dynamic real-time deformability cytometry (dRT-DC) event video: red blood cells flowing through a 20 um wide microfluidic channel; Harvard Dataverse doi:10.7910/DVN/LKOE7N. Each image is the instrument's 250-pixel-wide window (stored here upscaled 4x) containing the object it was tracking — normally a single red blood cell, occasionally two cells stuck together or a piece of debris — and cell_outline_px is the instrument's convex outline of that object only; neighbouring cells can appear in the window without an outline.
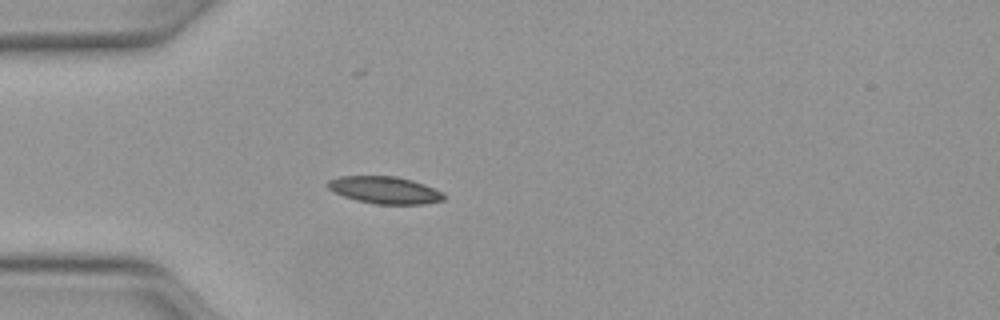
{"species": "Egyptian fruit bat (a non-hibernating species)", "species_latin": "Rousettus aegyptiacus", "temperature_condition": "warm", "stored_images_in_passage": 36, "camera_frame_rate_fps": 3000, "um_per_image_px": 0.085, "animal": {"sex": "female"}, "frame": {"image": 1, "passage_image": 1, "time_ms": 0.0, "image_size_px": [1000, 320], "cell_outline_px": [[444, 200], [424, 204], [376, 204], [356, 200], [344, 196], [328, 188], [328, 180], [340, 176], [396, 176], [412, 180], [424, 184], [444, 192]], "centroid_in_image_um": [32.74, 16.15], "position_along_channel_um": 52.3, "area_um2": 18.32}}
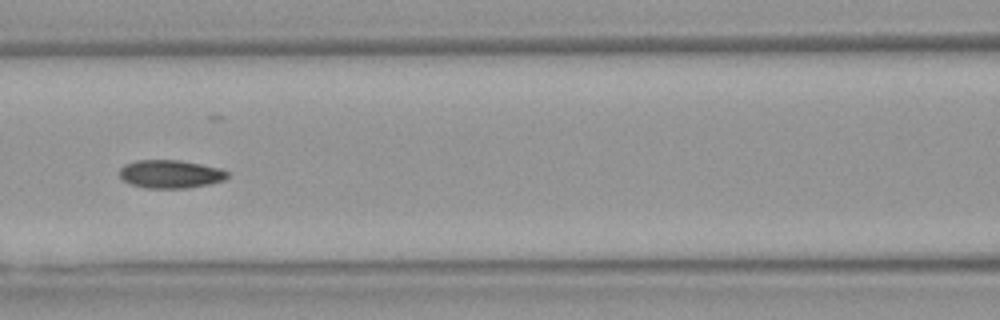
{"frame": {"image": 2, "passage_image": 9, "time_ms": 2.667, "image_size_px": [1000, 320], "cell_outline_px": [[228, 176], [224, 180], [208, 184], [188, 188], [144, 188], [128, 184], [120, 176], [120, 168], [124, 164], [136, 160], [180, 160], [220, 168], [228, 172]], "centroid_in_image_um": [14.46, 14.8], "position_along_channel_um": 152.1, "area_um2": 17.8}}
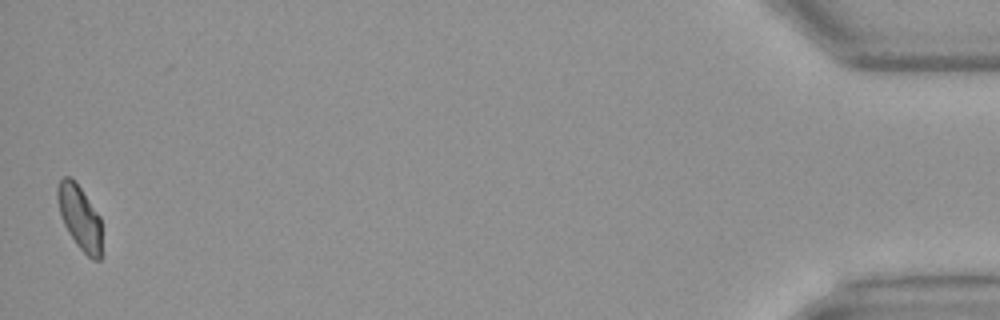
{"frame": {"image": 3, "passage_image": 36, "time_ms": 11.667, "image_size_px": [1000, 320], "cell_outline_px": [[100, 260], [92, 260], [76, 244], [68, 232], [64, 224], [60, 212], [56, 196], [56, 188], [60, 180], [64, 176], [68, 176], [80, 188], [100, 216]], "centroid_in_image_um": [6.75, 18.48], "position_along_channel_um": 428.4, "area_um2": 16.18}, "authors_computed_cell_mechanics": {"area_um2": 17.34, "velocity_mm_per_s": 4.1127, "shape_relaxation_time_tau1_ms": 7.2107, "shape_relaxation_time_tau2_ms": 2.1665, "deformation_change_tau1": 0.1422, "deformation_change_tau2": 0.0555}}